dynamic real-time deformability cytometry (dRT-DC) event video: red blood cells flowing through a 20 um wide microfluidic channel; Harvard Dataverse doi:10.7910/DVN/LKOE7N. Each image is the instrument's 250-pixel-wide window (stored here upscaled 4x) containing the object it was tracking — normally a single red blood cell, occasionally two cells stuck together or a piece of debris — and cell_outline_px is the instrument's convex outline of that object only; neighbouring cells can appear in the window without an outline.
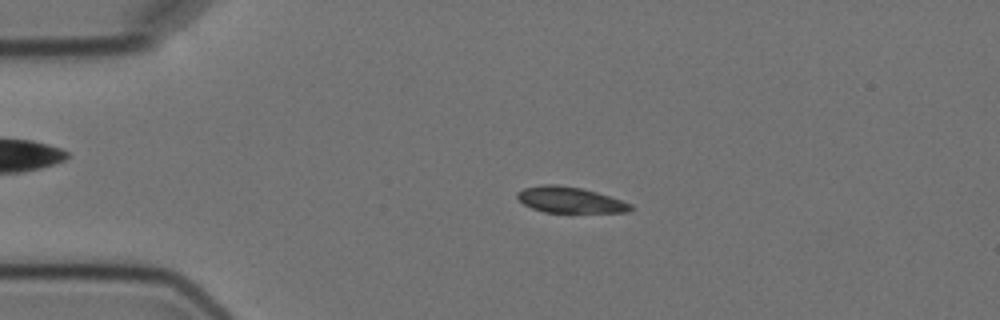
{"species": "Egyptian fruit bat (a non-hibernating species)", "species_latin": "Rousettus aegyptiacus", "temperature_condition": "cold", "stored_images_in_passage": 4, "camera_frame_rate_fps": 3000, "um_per_image_px": 0.085, "animal": {"sex": "female"}, "frame": {"image": 1, "passage_image": 3, "time_ms": 2.667, "image_size_px": [1000, 320], "cell_outline_px": [[632, 208], [628, 212], [544, 212], [532, 208], [524, 204], [516, 196], [516, 192], [524, 188], [544, 184], [556, 184], [580, 188], [596, 192], [632, 204]], "centroid_in_image_um": [48.41, 16.99], "position_along_channel_um": 36.6, "area_um2": 16.88}}